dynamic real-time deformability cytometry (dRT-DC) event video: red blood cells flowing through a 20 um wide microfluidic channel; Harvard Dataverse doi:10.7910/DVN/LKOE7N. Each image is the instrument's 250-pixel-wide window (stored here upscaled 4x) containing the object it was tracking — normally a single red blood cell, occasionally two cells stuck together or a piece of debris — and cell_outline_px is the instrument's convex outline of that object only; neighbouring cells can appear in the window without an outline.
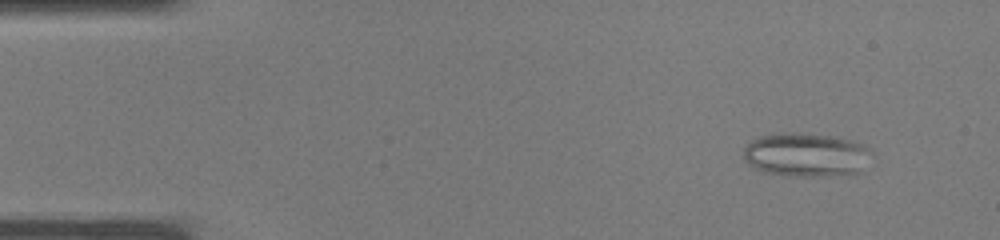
{"species": "common noctule bat (a hibernating species)", "species_latin": "Nyctalus noctula", "temperature_condition": "warm", "stored_images_in_passage": 37, "camera_frame_rate_fps": 3000, "um_per_image_px": 0.085, "animal": {"sex": "male", "body_mass_g": 19.0, "forearm_length_mm": 50.8}, "frame": {"image": 1, "passage_image": 4, "time_ms": 1.0, "image_size_px": [1000, 240], "cell_outline_px": [[868, 148], [860, 172], [820, 176], [800, 176], [764, 172], [752, 168], [744, 160], [744, 148], [752, 140], [760, 136], [784, 132], [800, 132], [832, 136], [864, 144]], "centroid_in_image_um": [68.41, 13.14], "position_along_channel_um": 16.6, "area_um2": 32.08}}
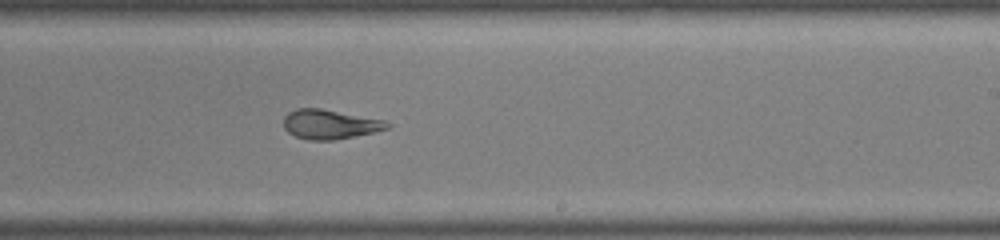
{"frame": {"image": 2, "passage_image": 23, "time_ms": 7.333, "image_size_px": [1000, 240], "cell_outline_px": [[392, 124], [388, 128], [372, 132], [336, 140], [308, 140], [296, 136], [288, 132], [284, 128], [284, 116], [288, 112], [296, 108], [320, 108], [384, 120]], "centroid_in_image_um": [28.01, 10.56], "position_along_channel_um": 261.0, "area_um2": 17.69}}
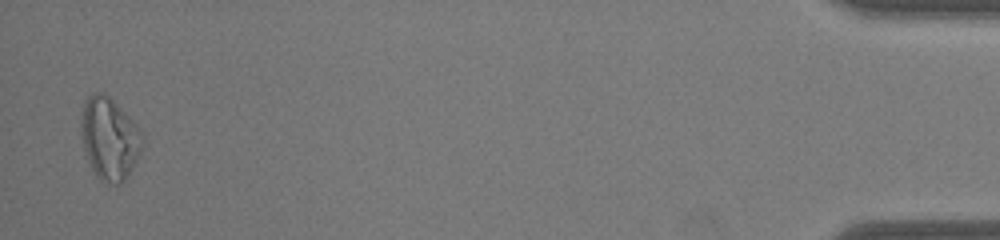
{"frame": {"image": 3, "passage_image": 37, "time_ms": 12.0, "image_size_px": [1000, 240], "cell_outline_px": [[144, 144], [128, 176], [120, 184], [116, 184], [100, 180], [92, 172], [84, 148], [80, 132], [80, 116], [84, 100], [92, 92], [104, 92], [140, 128], [144, 136]], "centroid_in_image_um": [9.28, 11.76], "position_along_channel_um": 425.9, "area_um2": 29.65}}